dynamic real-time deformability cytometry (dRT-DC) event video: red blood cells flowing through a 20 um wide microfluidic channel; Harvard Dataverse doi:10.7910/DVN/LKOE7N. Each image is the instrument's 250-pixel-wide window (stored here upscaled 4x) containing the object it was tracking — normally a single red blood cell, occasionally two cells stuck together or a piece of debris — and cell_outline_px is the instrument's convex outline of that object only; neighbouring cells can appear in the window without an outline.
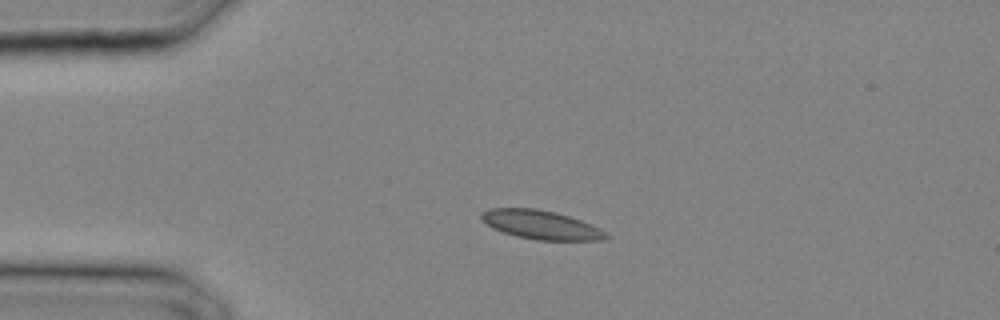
{"species": "common noctule bat (a hibernating species)", "species_latin": "Nyctalus noctula", "temperature_condition": "cold", "stored_images_in_passage": 13, "camera_frame_rate_fps": 3000, "um_per_image_px": 0.085, "animal": {"sex": "male", "body_mass_g": 20.4}, "frame": {"image": 1, "passage_image": 3, "time_ms": 0.667, "image_size_px": [1000, 320], "cell_outline_px": [[612, 236], [604, 240], [536, 240], [516, 236], [492, 228], [480, 220], [480, 216], [488, 208], [536, 208], [556, 212], [580, 220], [600, 228]], "centroid_in_image_um": [45.99, 19.11], "position_along_channel_um": 39.0, "area_um2": 21.04}}
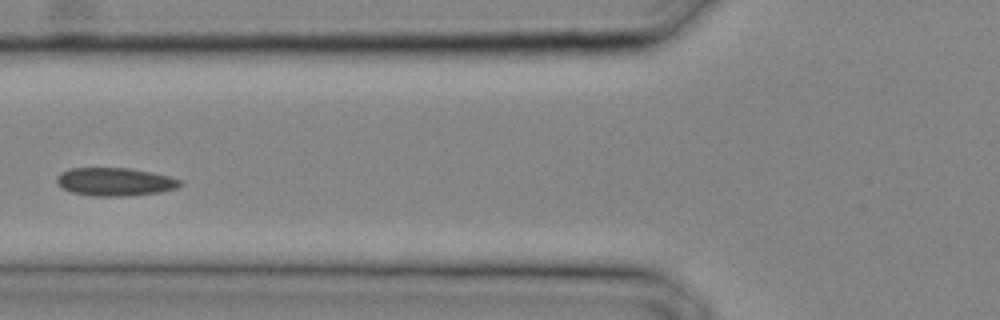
{"frame": {"image": 2, "passage_image": 8, "time_ms": 2.333, "image_size_px": [1000, 320], "cell_outline_px": [[180, 184], [176, 188], [160, 192], [124, 196], [92, 196], [72, 192], [60, 188], [56, 184], [56, 176], [60, 172], [68, 168], [128, 168], [152, 172], [168, 176], [180, 180]], "centroid_in_image_um": [9.68, 15.45], "position_along_channel_um": 116.1, "area_um2": 20.29}}
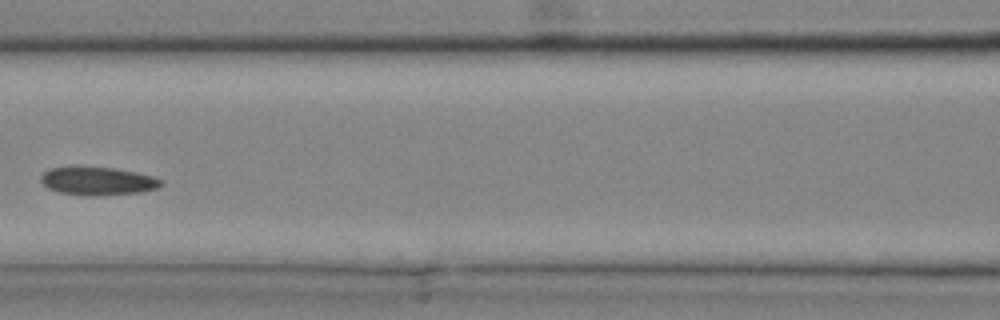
{"frame": {"image": 3, "passage_image": 10, "time_ms": 3.0, "image_size_px": [1000, 320], "cell_outline_px": [[164, 184], [156, 188], [140, 192], [84, 196], [60, 192], [48, 188], [40, 180], [40, 176], [48, 168], [68, 164], [80, 164], [116, 168], [136, 172], [152, 176], [164, 180]], "centroid_in_image_um": [8.24, 15.33], "position_along_channel_um": 158.4, "area_um2": 20.52}}